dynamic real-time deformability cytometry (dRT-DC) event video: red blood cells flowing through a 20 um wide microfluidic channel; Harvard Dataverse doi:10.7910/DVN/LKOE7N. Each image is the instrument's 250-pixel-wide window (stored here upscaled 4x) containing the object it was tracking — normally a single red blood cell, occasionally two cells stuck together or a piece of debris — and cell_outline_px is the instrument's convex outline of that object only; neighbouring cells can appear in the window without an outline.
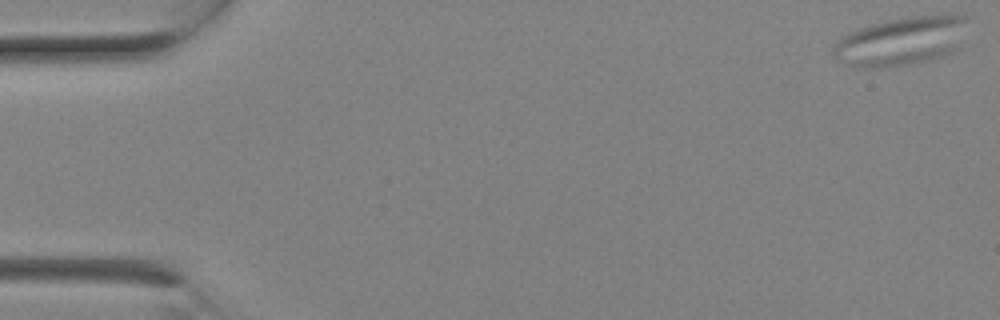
{"species": "Egyptian fruit bat (a non-hibernating species)", "species_latin": "Rousettus aegyptiacus", "temperature_condition": "room temperature", "stored_images_in_passage": 3, "camera_frame_rate_fps": 3000, "um_per_image_px": 0.085, "animal": {"sex": "female"}, "frame": {"image": 1, "passage_image": 1, "time_ms": 0.0, "image_size_px": [1000, 320], "cell_outline_px": [[972, 20], [956, 48], [952, 52], [932, 60], [916, 64], [880, 68], [860, 68], [836, 60], [832, 56], [832, 44], [840, 36], [848, 32], [872, 24], [888, 20], [912, 16], [964, 16]], "centroid_in_image_um": [76.56, 3.53], "position_along_channel_um": 8.4, "area_um2": 38.55}}
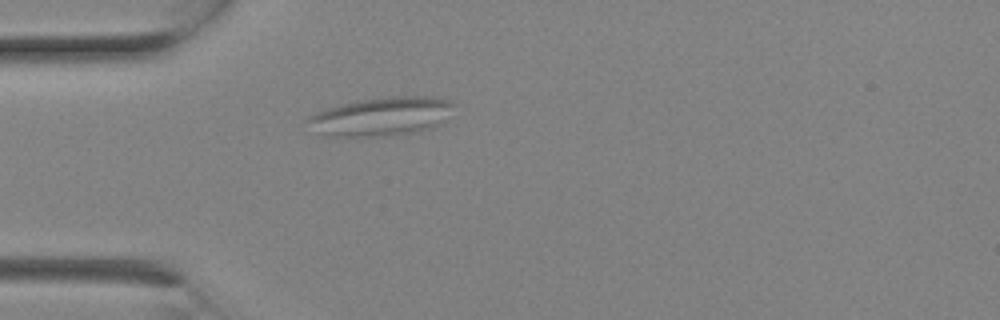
{"frame": {"image": 2, "passage_image": 3, "time_ms": 0.667, "image_size_px": [1000, 320], "cell_outline_px": [[456, 104], [440, 124], [428, 128], [412, 132], [384, 136], [324, 136], [304, 120], [308, 116], [316, 112], [328, 108], [356, 100], [392, 96], [428, 96], [448, 100]], "centroid_in_image_um": [32.4, 9.88], "position_along_channel_um": 52.6, "area_um2": 32.6}}